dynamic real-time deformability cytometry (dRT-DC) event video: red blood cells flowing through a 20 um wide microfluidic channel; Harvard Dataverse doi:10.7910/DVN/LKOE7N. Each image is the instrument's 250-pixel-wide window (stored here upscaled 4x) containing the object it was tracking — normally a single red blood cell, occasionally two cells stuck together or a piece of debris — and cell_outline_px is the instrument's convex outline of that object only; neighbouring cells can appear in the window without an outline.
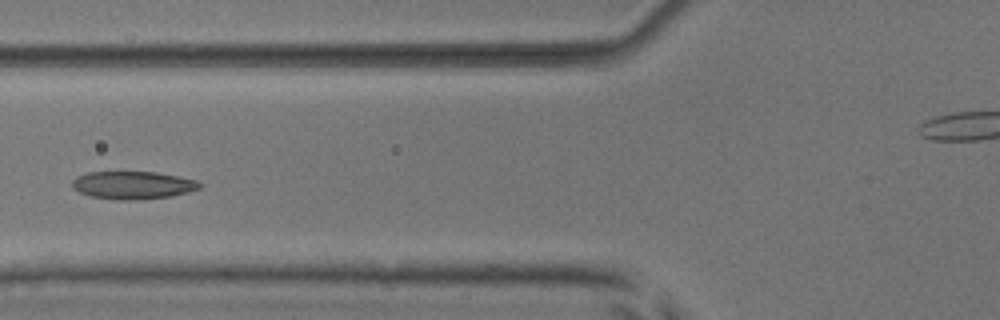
{"species": "common noctule bat (a hibernating species)", "species_latin": "Nyctalus noctula", "temperature_condition": "room temperature", "stored_images_in_passage": 6, "camera_frame_rate_fps": 3000, "um_per_image_px": 0.085, "animal": {"sex": "male", "body_mass_g": 17.9, "forearm_length_mm": 54.2}, "frame": {"image": 1, "passage_image": 6, "time_ms": 1.667, "image_size_px": [1000, 320], "cell_outline_px": [[200, 188], [188, 192], [172, 196], [136, 200], [116, 200], [88, 196], [72, 188], [72, 180], [76, 176], [88, 172], [156, 172], [196, 180], [200, 184]], "centroid_in_image_um": [11.24, 15.74], "position_along_channel_um": 114.6, "area_um2": 20.69}}